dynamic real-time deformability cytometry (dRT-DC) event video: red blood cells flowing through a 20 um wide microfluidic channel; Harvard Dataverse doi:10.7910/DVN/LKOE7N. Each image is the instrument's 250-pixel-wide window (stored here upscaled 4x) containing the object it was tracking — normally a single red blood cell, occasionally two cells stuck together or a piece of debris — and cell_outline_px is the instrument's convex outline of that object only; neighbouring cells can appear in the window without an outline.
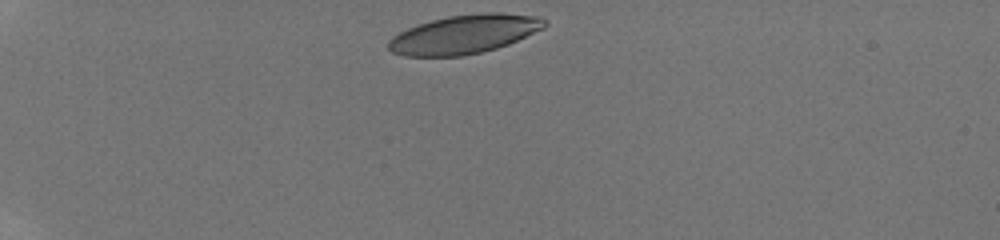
{"species": "human", "species_latin": "Homo sapiens", "temperature_condition": "room temperature", "stored_images_in_passage": 11, "camera_frame_rate_fps": 3000, "um_per_image_px": 0.085, "donor": {"sex": "male"}, "frame": {"image": 1, "passage_image": 1, "time_ms": 0.0, "image_size_px": [1000, 240], "cell_outline_px": [[548, 24], [544, 28], [508, 44], [496, 48], [480, 52], [460, 56], [404, 56], [392, 52], [388, 48], [388, 40], [392, 36], [408, 28], [432, 20], [448, 16], [480, 12], [500, 12], [540, 16], [548, 20]], "centroid_in_image_um": [39.5, 2.89], "position_along_channel_um": 45.5, "area_um2": 35.37}}
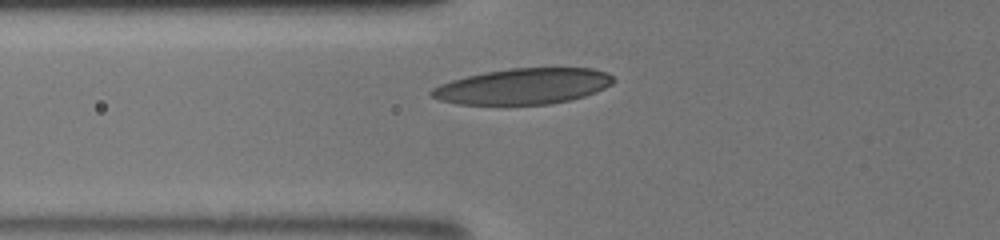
{"frame": {"image": 2, "passage_image": 7, "time_ms": 2.333, "image_size_px": [1000, 240], "cell_outline_px": [[616, 80], [612, 84], [596, 92], [572, 100], [548, 104], [504, 108], [456, 104], [440, 100], [432, 96], [428, 92], [432, 88], [440, 84], [452, 80], [484, 72], [508, 68], [592, 68], [608, 72]], "centroid_in_image_um": [44.43, 7.38], "position_along_channel_um": 81.4, "area_um2": 39.36}}
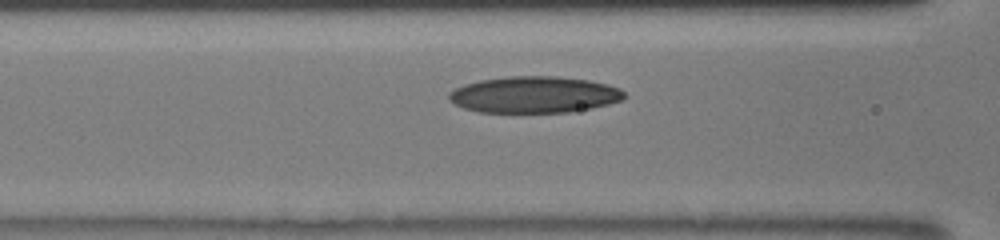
{"frame": {"image": 3, "passage_image": 10, "time_ms": 3.333, "image_size_px": [1000, 240], "cell_outline_px": [[624, 96], [620, 100], [608, 104], [592, 108], [572, 112], [480, 112], [464, 108], [448, 100], [448, 92], [464, 84], [480, 80], [508, 76], [556, 76], [588, 80], [608, 84], [620, 88], [624, 92]], "centroid_in_image_um": [45.4, 8.04], "position_along_channel_um": 121.2, "area_um2": 37.28}}